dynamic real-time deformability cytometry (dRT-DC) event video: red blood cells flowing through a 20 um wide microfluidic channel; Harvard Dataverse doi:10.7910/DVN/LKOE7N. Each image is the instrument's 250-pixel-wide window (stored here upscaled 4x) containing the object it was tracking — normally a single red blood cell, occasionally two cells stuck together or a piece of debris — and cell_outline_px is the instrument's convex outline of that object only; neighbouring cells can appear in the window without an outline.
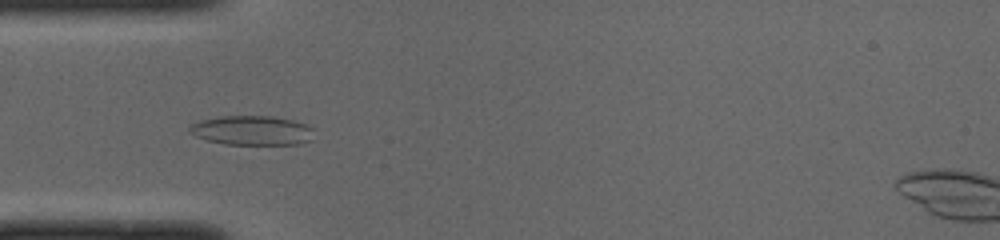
{"species": "common noctule bat (a hibernating species)", "species_latin": "Nyctalus noctula", "temperature_condition": "cold", "stored_images_in_passage": 43, "camera_frame_rate_fps": 3000, "um_per_image_px": 0.085, "animal": {"sex": "male", "body_mass_g": 19.0, "forearm_length_mm": 50.8}, "frame": {"image": 1, "passage_image": 13, "time_ms": 4.0, "image_size_px": [1000, 240], "cell_outline_px": [[312, 140], [300, 144], [224, 144], [208, 140], [196, 136], [188, 132], [188, 128], [192, 124], [200, 120], [220, 116], [272, 116], [292, 120], [304, 124], [312, 128]], "centroid_in_image_um": [21.4, 11.08], "position_along_channel_um": 63.6, "area_um2": 21.27}}
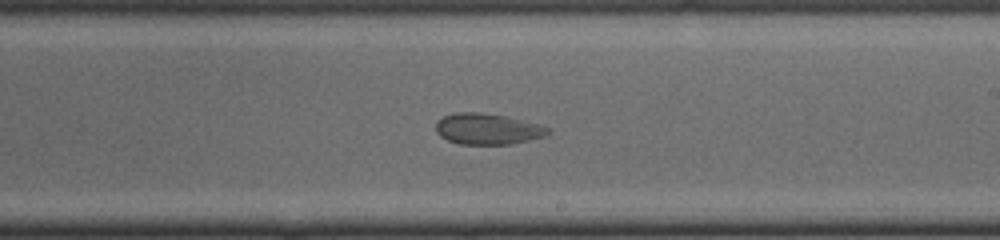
{"frame": {"image": 2, "passage_image": 27, "time_ms": 8.667, "image_size_px": [1000, 240], "cell_outline_px": [[552, 132], [544, 136], [512, 144], [460, 144], [448, 140], [440, 136], [436, 132], [436, 120], [444, 116], [456, 112], [480, 112], [504, 116], [540, 124], [548, 128]], "centroid_in_image_um": [41.42, 10.96], "position_along_channel_um": 247.6, "area_um2": 20.23}}
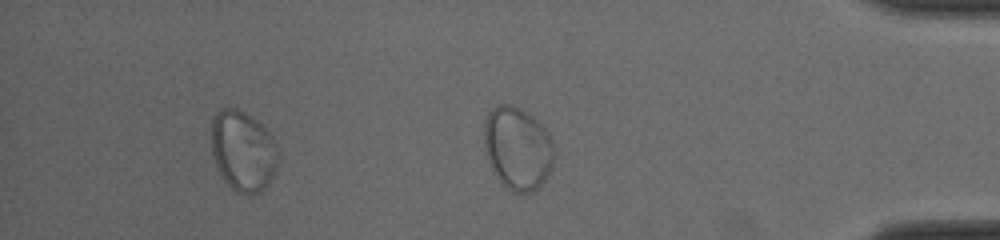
{"frame": {"image": 3, "passage_image": 40, "time_ms": 13.0, "image_size_px": [1000, 240], "cell_outline_px": [[276, 168], [272, 176], [264, 188], [260, 192], [248, 196], [236, 192], [224, 180], [216, 168], [212, 152], [212, 120], [224, 108], [240, 108], [256, 120], [276, 140]], "centroid_in_image_um": [20.65, 12.85], "position_along_channel_um": 414.6, "area_um2": 31.1}}